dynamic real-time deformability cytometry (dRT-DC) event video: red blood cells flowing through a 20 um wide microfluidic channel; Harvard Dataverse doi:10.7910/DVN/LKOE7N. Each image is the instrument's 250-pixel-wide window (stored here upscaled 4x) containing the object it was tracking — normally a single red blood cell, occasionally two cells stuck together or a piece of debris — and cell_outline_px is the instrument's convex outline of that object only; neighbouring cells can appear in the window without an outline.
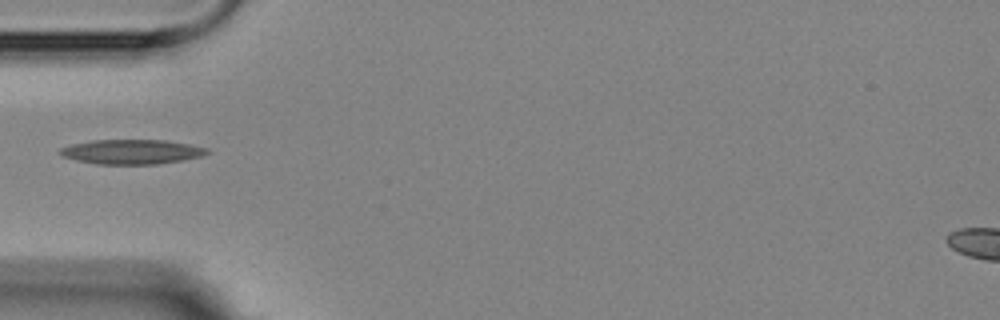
{"species": "Egyptian fruit bat (a non-hibernating species)", "species_latin": "Rousettus aegyptiacus", "temperature_condition": "room temperature", "stored_images_in_passage": 1, "camera_frame_rate_fps": 3000, "um_per_image_px": 0.085, "animal": {"sex": "female"}, "frame": {"image": 1, "passage_image": 1, "time_ms": 0.0, "image_size_px": [1000, 320], "cell_outline_px": [[212, 152], [200, 156], [180, 160], [156, 164], [96, 164], [76, 160], [64, 156], [60, 152], [60, 148], [72, 144], [92, 140], [164, 140], [188, 144], [208, 148]], "centroid_in_image_um": [11.2, 12.9], "position_along_channel_um": 73.8, "area_um2": 20.87}}